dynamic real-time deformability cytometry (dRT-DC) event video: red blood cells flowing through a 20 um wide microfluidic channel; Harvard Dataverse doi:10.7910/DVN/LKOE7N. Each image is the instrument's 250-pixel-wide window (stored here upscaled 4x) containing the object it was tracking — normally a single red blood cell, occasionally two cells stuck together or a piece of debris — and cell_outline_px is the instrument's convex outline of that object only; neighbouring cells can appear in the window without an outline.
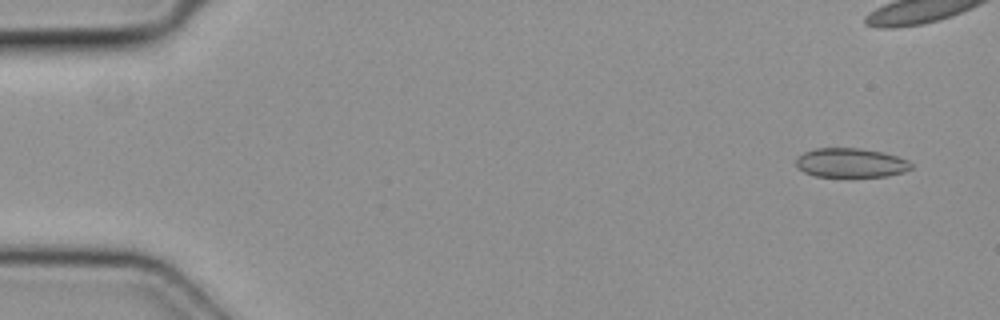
{"species": "common noctule bat (a hibernating species)", "species_latin": "Nyctalus noctula", "temperature_condition": "cold", "stored_images_in_passage": 39, "camera_frame_rate_fps": 3000, "um_per_image_px": 0.085, "animal": {"sex": "female", "body_mass_g": 19.3, "forearm_length_mm": 54.1}, "frame": {"image": 1, "passage_image": 3, "time_ms": 0.667, "image_size_px": [1000, 320], "cell_outline_px": [[912, 168], [904, 172], [888, 176], [816, 176], [804, 172], [796, 164], [796, 156], [804, 152], [816, 148], [860, 148], [884, 152], [908, 160], [912, 164]], "centroid_in_image_um": [72.33, 13.83], "position_along_channel_um": 12.7, "area_um2": 19.59}}
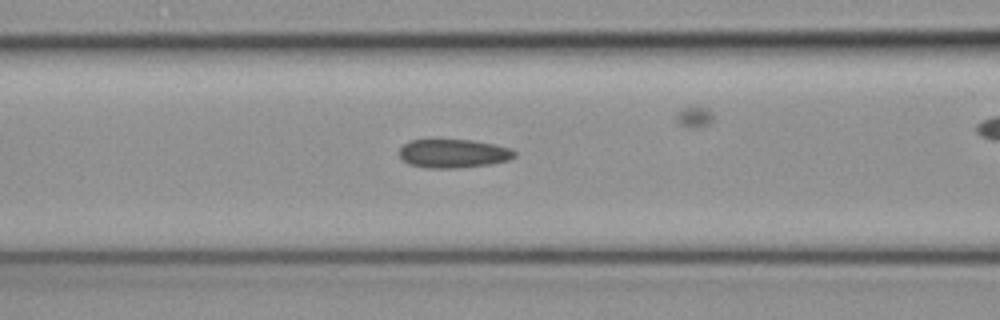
{"frame": {"image": 2, "passage_image": 20, "time_ms": 6.333, "image_size_px": [1000, 320], "cell_outline_px": [[516, 156], [508, 160], [492, 164], [456, 168], [428, 168], [408, 164], [400, 156], [400, 148], [404, 144], [412, 140], [472, 140], [512, 148], [516, 152]], "centroid_in_image_um": [38.57, 13.05], "position_along_channel_um": 128.0, "area_um2": 19.19}}
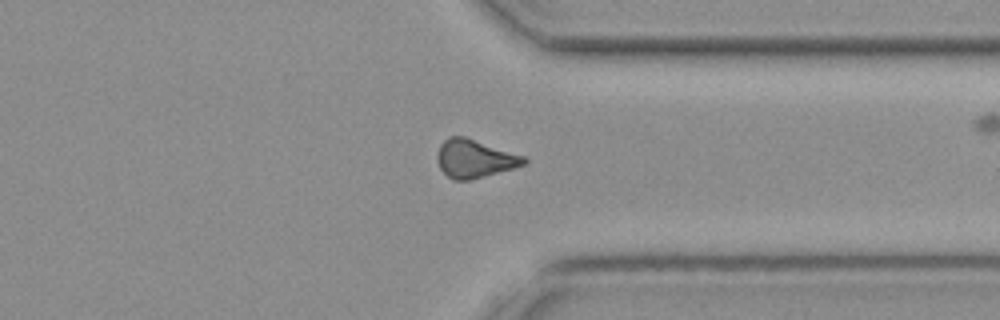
{"frame": {"image": 3, "passage_image": 37, "time_ms": 12.0, "image_size_px": [1000, 320], "cell_outline_px": [[528, 160], [524, 164], [512, 168], [484, 176], [468, 180], [452, 180], [440, 168], [436, 160], [436, 156], [440, 144], [444, 140], [452, 136], [464, 136], [524, 156]], "centroid_in_image_um": [40.3, 13.48], "position_along_channel_um": 371.1, "area_um2": 19.02}}